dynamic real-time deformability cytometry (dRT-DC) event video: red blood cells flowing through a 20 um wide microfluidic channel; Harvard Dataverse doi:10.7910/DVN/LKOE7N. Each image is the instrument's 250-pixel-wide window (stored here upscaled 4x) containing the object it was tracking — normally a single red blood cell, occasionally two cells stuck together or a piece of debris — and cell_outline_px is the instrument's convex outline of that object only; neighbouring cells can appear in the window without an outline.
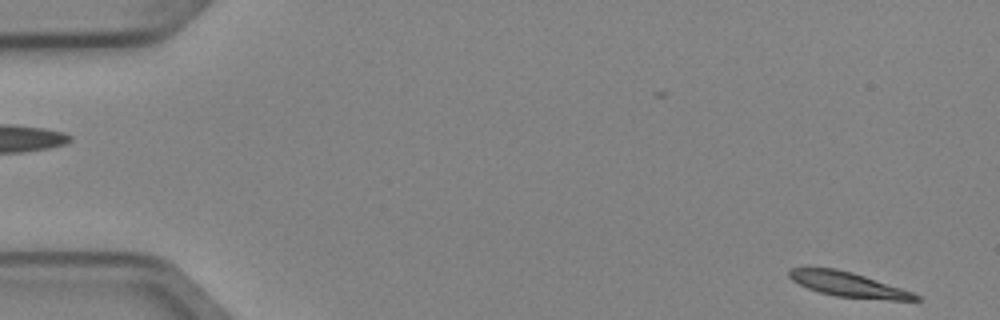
{"species": "Egyptian fruit bat (a non-hibernating species)", "species_latin": "Rousettus aegyptiacus", "temperature_condition": "cold", "stored_images_in_passage": 4, "camera_frame_rate_fps": 3000, "um_per_image_px": 0.085, "animal": {"sex": "female"}, "frame": {"image": 1, "passage_image": 1, "time_ms": 0.0, "image_size_px": [1000, 320], "cell_outline_px": [[920, 300], [892, 300], [836, 296], [820, 292], [808, 288], [792, 280], [788, 276], [788, 272], [792, 268], [836, 268], [852, 272], [912, 292], [920, 296]], "centroid_in_image_um": [72.08, 24.18], "position_along_channel_um": 12.9, "area_um2": 17.8}}
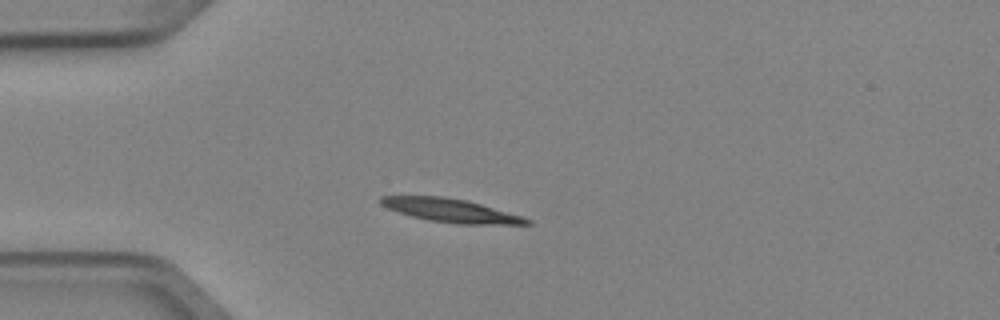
{"frame": {"image": 2, "passage_image": 4, "time_ms": 1.0, "image_size_px": [1000, 320], "cell_outline_px": [[532, 224], [456, 224], [428, 220], [412, 216], [388, 208], [380, 204], [380, 196], [440, 196], [468, 200], [524, 216], [532, 220]], "centroid_in_image_um": [38.38, 17.89], "position_along_channel_um": 46.6, "area_um2": 20.0}}